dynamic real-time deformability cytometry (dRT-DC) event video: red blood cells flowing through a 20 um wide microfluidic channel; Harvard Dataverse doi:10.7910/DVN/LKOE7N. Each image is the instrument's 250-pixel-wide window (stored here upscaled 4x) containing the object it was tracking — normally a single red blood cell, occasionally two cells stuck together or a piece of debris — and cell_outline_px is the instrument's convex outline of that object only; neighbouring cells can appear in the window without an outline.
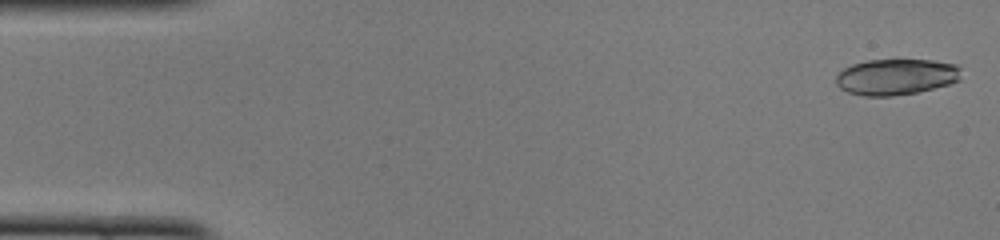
{"species": "common noctule bat (a hibernating species)", "species_latin": "Nyctalus noctula", "temperature_condition": "cold", "stored_images_in_passage": 47, "camera_frame_rate_fps": 3000, "um_per_image_px": 0.085, "animal": {"sex": "female", "body_mass_g": 22.0, "forearm_length_mm": 56.7}, "frame": {"image": 1, "passage_image": 1, "time_ms": 0.0, "image_size_px": [1000, 240], "cell_outline_px": [[960, 80], [948, 84], [916, 92], [892, 96], [864, 96], [848, 92], [840, 88], [836, 84], [836, 76], [844, 68], [852, 64], [868, 60], [896, 56], [900, 56], [932, 60], [956, 64], [960, 68]], "centroid_in_image_um": [76.17, 6.47], "position_along_channel_um": 8.8, "area_um2": 27.17}}
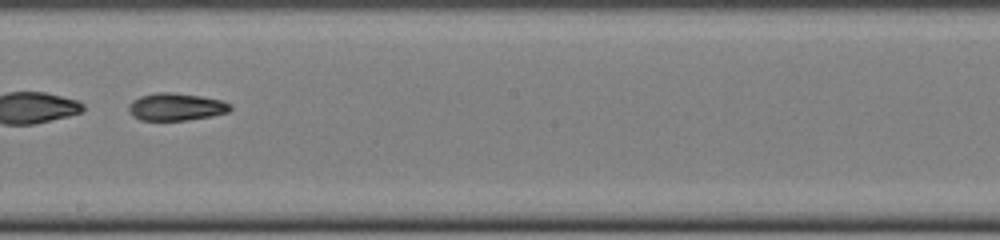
{"frame": {"image": 2, "passage_image": 27, "time_ms": 8.667, "image_size_px": [1000, 240], "cell_outline_px": [[232, 108], [228, 112], [212, 116], [188, 120], [140, 120], [132, 116], [128, 112], [128, 104], [132, 100], [140, 96], [156, 92], [168, 92], [200, 96], [220, 100], [232, 104]], "centroid_in_image_um": [14.93, 9.09], "position_along_channel_um": 233.3, "area_um2": 16.36}}
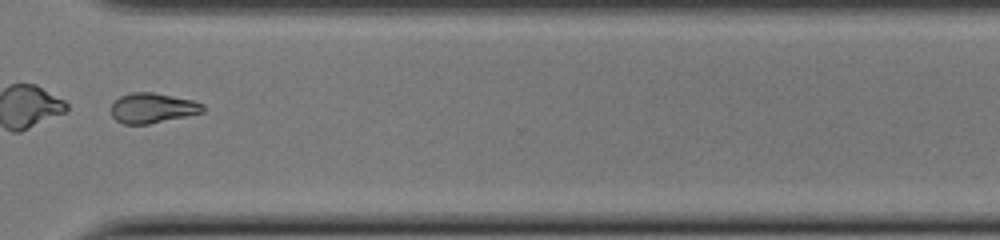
{"frame": {"image": 3, "passage_image": 36, "time_ms": 11.667, "image_size_px": [1000, 240], "cell_outline_px": [[204, 112], [148, 124], [124, 124], [116, 120], [112, 116], [112, 104], [120, 96], [132, 92], [152, 92], [192, 100], [204, 104]], "centroid_in_image_um": [12.96, 9.18], "position_along_channel_um": 357.6, "area_um2": 15.9}}